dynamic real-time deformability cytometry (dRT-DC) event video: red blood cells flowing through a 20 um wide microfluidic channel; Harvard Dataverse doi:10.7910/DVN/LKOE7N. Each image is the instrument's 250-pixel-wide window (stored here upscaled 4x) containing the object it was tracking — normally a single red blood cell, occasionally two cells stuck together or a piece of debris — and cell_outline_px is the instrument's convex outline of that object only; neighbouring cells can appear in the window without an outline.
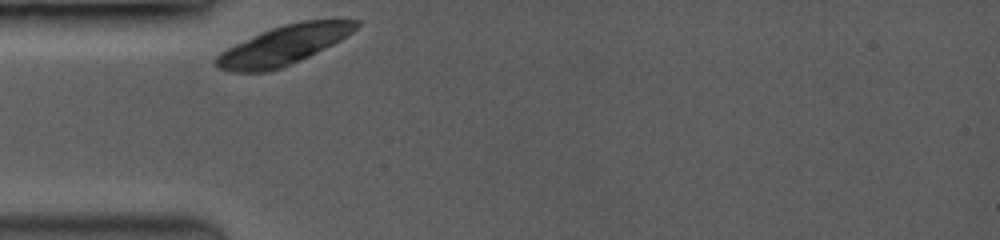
{"species": "common noctule bat (a hibernating species)", "species_latin": "Nyctalus noctula", "temperature_condition": "room temperature", "stored_images_in_passage": 2, "camera_frame_rate_fps": 3500, "um_per_image_px": 0.085, "animal": {"sex": "female", "body_mass_g": 19.0, "forearm_length_mm": 53.3}, "frame": {"image": 1, "passage_image": 1, "time_ms": 0.0, "image_size_px": [1000, 240], "cell_outline_px": [[360, 24], [352, 32], [340, 40], [300, 60], [280, 68], [268, 72], [232, 72], [216, 68], [216, 56], [220, 52], [260, 32], [284, 24], [300, 20], [360, 20]], "centroid_in_image_um": [24.09, 3.84], "position_along_channel_um": 60.9, "area_um2": 31.56}}